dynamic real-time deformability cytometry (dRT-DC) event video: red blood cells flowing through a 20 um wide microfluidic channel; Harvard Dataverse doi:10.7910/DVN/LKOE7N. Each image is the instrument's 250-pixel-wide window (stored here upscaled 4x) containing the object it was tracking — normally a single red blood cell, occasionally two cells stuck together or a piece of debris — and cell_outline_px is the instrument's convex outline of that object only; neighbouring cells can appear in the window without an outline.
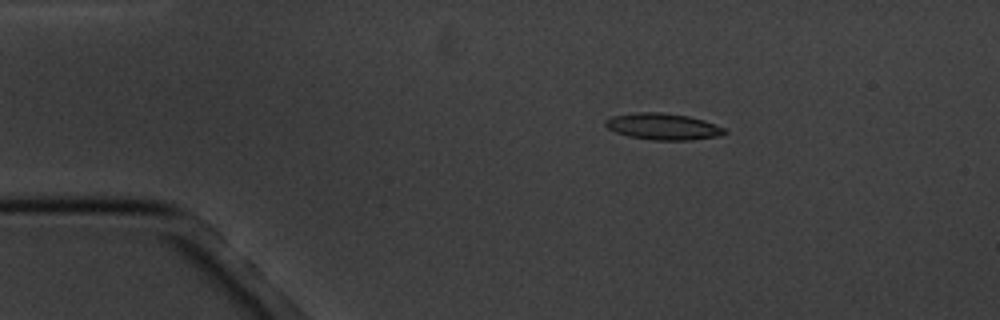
{"species": "common noctule bat (a hibernating species)", "species_latin": "Nyctalus noctula", "temperature_condition": "cold", "stored_images_in_passage": 4, "camera_frame_rate_fps": 3000, "um_per_image_px": 0.085, "animal": {"sex": "male", "body_mass_g": 20.1, "forearm_length_mm": 53.5}, "frame": {"image": 1, "passage_image": 1, "time_ms": 0.0, "image_size_px": [1000, 320], "cell_outline_px": [[728, 132], [720, 136], [692, 140], [652, 140], [628, 136], [616, 132], [608, 128], [604, 124], [604, 120], [612, 116], [636, 112], [660, 112], [688, 116], [704, 120], [716, 124], [724, 128]], "centroid_in_image_um": [56.37, 10.76], "position_along_channel_um": 28.6, "area_um2": 18.5}}
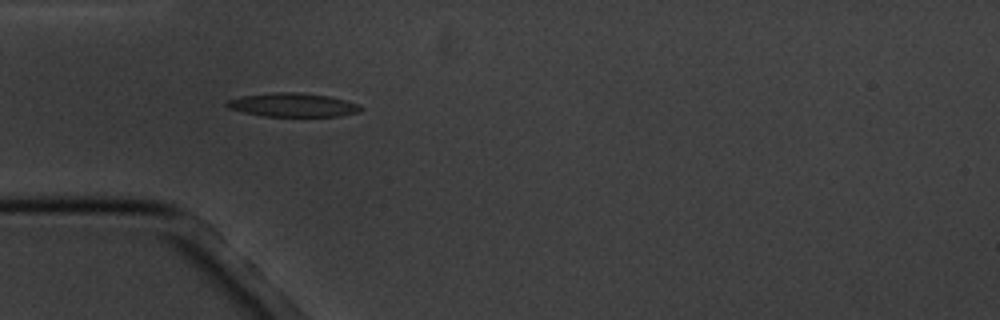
{"frame": {"image": 2, "passage_image": 3, "time_ms": 2.333, "image_size_px": [1000, 320], "cell_outline_px": [[364, 108], [360, 112], [340, 116], [264, 116], [244, 112], [228, 108], [224, 104], [228, 100], [244, 96], [276, 92], [300, 92], [328, 96], [360, 104]], "centroid_in_image_um": [24.93, 8.92], "position_along_channel_um": 60.1, "area_um2": 18.44}}
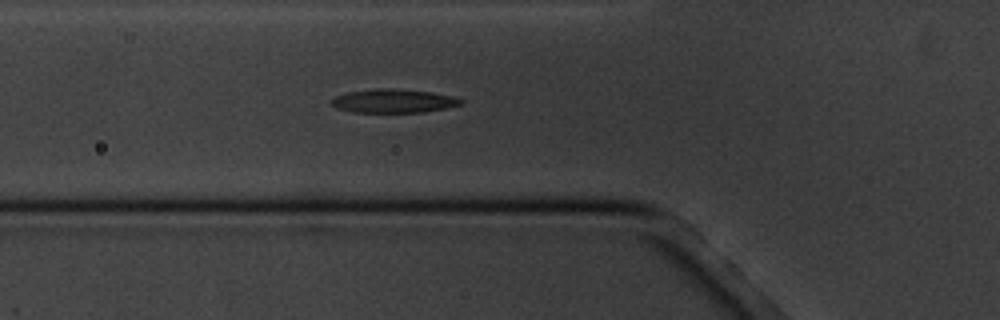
{"frame": {"image": 3, "passage_image": 4, "time_ms": 3.333, "image_size_px": [1000, 320], "cell_outline_px": [[464, 104], [444, 108], [420, 112], [352, 112], [336, 108], [332, 104], [332, 100], [336, 96], [348, 92], [376, 88], [392, 88], [432, 92], [452, 96], [464, 100]], "centroid_in_image_um": [33.46, 8.57], "position_along_channel_um": 92.3, "area_um2": 17.74}}